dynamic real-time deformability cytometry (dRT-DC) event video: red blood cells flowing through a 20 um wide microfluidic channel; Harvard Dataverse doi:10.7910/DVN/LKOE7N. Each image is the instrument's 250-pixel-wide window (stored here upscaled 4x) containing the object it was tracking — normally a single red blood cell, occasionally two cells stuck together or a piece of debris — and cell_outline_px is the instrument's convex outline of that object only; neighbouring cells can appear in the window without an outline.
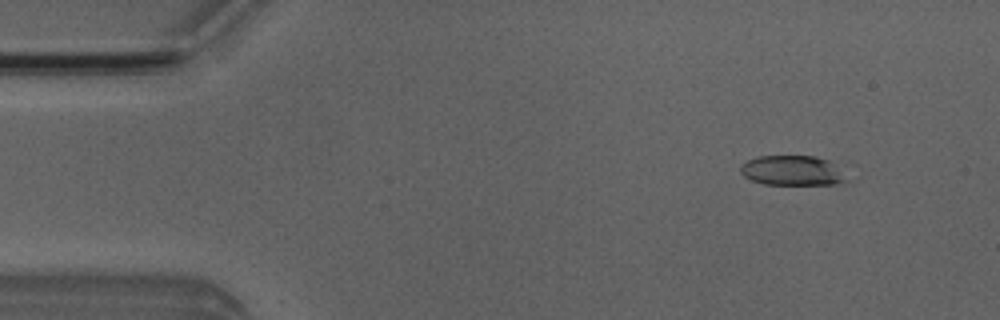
{"species": "Egyptian fruit bat (a non-hibernating species)", "species_latin": "Rousettus aegyptiacus", "temperature_condition": "room temperature", "stored_images_in_passage": 6, "camera_frame_rate_fps": 3000, "um_per_image_px": 0.085, "animal": {"sex": "male"}, "frame": {"image": 1, "passage_image": 2, "time_ms": 1.333, "image_size_px": [1000, 320], "cell_outline_px": [[848, 180], [844, 184], [764, 184], [752, 180], [744, 176], [740, 172], [740, 164], [748, 160], [760, 156], [816, 156], [828, 160]], "centroid_in_image_um": [67.31, 14.5], "position_along_channel_um": 17.7, "area_um2": 18.26}}